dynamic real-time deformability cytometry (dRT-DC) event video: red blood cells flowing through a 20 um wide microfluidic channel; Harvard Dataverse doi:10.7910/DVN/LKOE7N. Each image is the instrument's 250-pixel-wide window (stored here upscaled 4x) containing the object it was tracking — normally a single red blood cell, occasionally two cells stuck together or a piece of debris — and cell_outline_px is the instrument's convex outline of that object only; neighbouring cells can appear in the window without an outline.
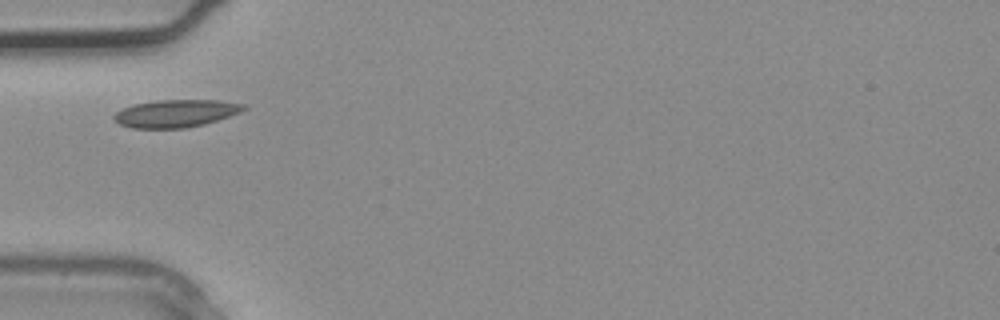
{"species": "common noctule bat (a hibernating species)", "species_latin": "Nyctalus noctula", "temperature_condition": "warm", "stored_images_in_passage": 1, "camera_frame_rate_fps": 3000, "um_per_image_px": 0.085, "animal": {"sex": "male", "body_mass_g": 20.4}, "frame": {"image": 1, "passage_image": 1, "time_ms": 0.0, "image_size_px": [1000, 320], "cell_outline_px": [[248, 108], [240, 112], [204, 124], [184, 128], [132, 128], [120, 124], [112, 116], [116, 112], [132, 104], [160, 100], [216, 100], [244, 104]], "centroid_in_image_um": [14.93, 9.63], "position_along_channel_um": 70.1, "area_um2": 20.63}}